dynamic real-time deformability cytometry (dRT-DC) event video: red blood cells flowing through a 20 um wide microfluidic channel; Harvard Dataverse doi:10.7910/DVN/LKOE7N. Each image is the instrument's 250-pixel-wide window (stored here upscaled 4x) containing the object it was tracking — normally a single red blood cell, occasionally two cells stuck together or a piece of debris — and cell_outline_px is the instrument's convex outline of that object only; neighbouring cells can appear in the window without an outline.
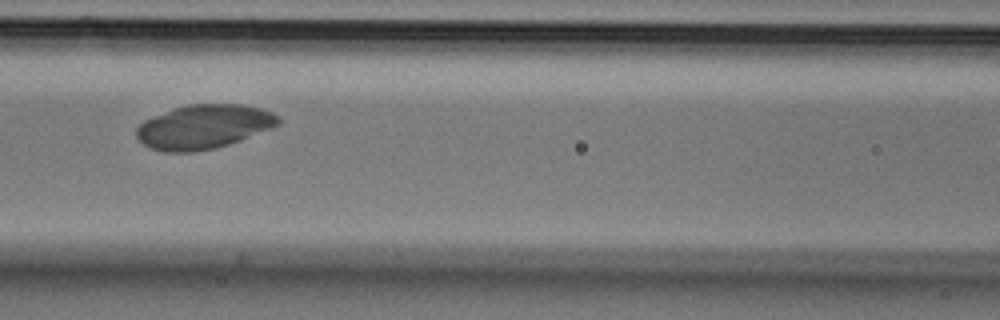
{"species": "Egyptian fruit bat (a non-hibernating species)", "species_latin": "Rousettus aegyptiacus", "temperature_condition": "cold", "stored_images_in_passage": 7, "segment_of_instrument_passage": [1, 2], "camera_frame_rate_fps": 3000, "um_per_image_px": 0.085, "animal": {"sex": "male"}, "frame": {"image": 1, "passage_image": 6, "time_ms": 1.667, "image_size_px": [1000, 320], "cell_outline_px": [[280, 124], [272, 128], [240, 140], [216, 148], [192, 152], [164, 152], [148, 148], [136, 136], [136, 128], [144, 120], [176, 108], [188, 104], [240, 104], [260, 108], [272, 112], [280, 120]], "centroid_in_image_um": [17.31, 10.78], "position_along_channel_um": 149.3, "area_um2": 36.3}}